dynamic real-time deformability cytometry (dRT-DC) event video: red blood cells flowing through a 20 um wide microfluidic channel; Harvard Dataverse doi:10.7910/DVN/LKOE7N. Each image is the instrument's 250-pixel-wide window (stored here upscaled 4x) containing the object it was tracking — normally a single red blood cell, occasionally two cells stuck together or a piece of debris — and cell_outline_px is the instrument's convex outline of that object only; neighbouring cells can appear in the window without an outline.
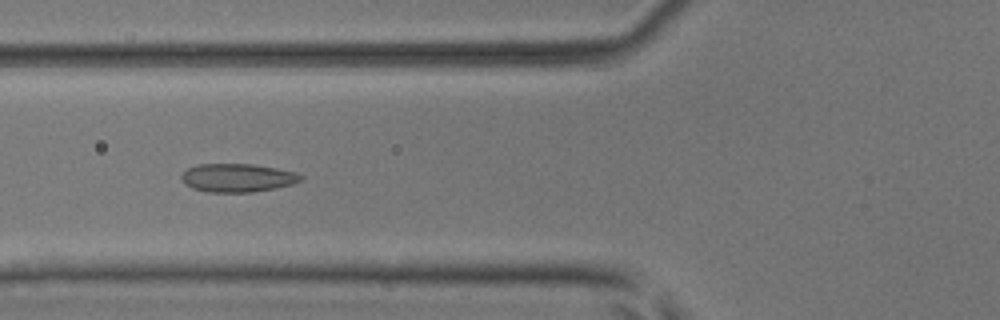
{"species": "common noctule bat (a hibernating species)", "species_latin": "Nyctalus noctula", "temperature_condition": "room temperature", "stored_images_in_passage": 50, "camera_frame_rate_fps": 3000, "um_per_image_px": 0.085, "animal": {"sex": "male", "body_mass_g": 17.9, "forearm_length_mm": 54.2}, "frame": {"image": 1, "passage_image": 19, "time_ms": 6.0, "image_size_px": [1000, 320], "cell_outline_px": [[304, 176], [300, 180], [292, 184], [276, 188], [252, 192], [208, 192], [192, 188], [184, 184], [180, 176], [188, 168], [196, 164], [252, 164], [276, 168], [296, 172]], "centroid_in_image_um": [20.17, 15.11], "position_along_channel_um": 105.6, "area_um2": 19.77}}
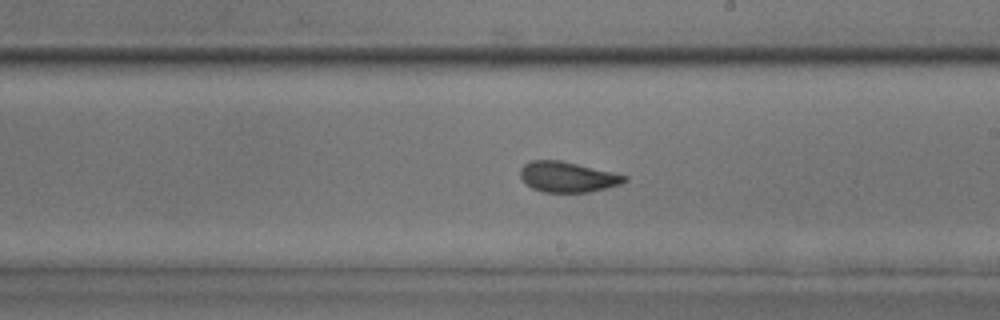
{"frame": {"image": 2, "passage_image": 29, "time_ms": 9.333, "image_size_px": [1000, 320], "cell_outline_px": [[628, 180], [620, 184], [588, 192], [544, 192], [532, 188], [520, 176], [520, 168], [528, 160], [560, 160], [628, 176]], "centroid_in_image_um": [48.21, 15.03], "position_along_channel_um": 240.8, "area_um2": 18.26}}
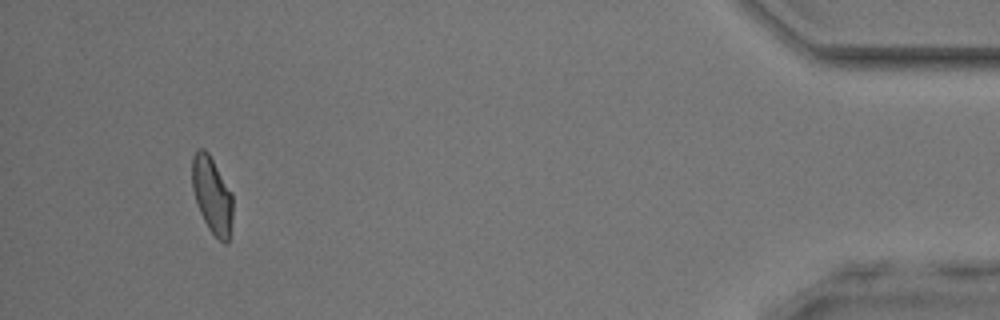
{"frame": {"image": 3, "passage_image": 47, "time_ms": 15.333, "image_size_px": [1000, 320], "cell_outline_px": [[232, 220], [228, 244], [224, 244], [208, 228], [200, 212], [192, 188], [192, 156], [200, 148], [204, 148], [208, 152], [232, 192]], "centroid_in_image_um": [18.03, 16.59], "position_along_channel_um": 417.2, "area_um2": 18.09}, "authors_computed_cell_mechanics": {"area_um2": 18.7561, "velocity_mm_per_s": 4.0681, "shape_relaxation_time_tau1_ms": null, "shape_relaxation_time_tau2_ms": 1.3278, "deformation_change_tau1": null, "deformation_change_tau2": 0.0677}}